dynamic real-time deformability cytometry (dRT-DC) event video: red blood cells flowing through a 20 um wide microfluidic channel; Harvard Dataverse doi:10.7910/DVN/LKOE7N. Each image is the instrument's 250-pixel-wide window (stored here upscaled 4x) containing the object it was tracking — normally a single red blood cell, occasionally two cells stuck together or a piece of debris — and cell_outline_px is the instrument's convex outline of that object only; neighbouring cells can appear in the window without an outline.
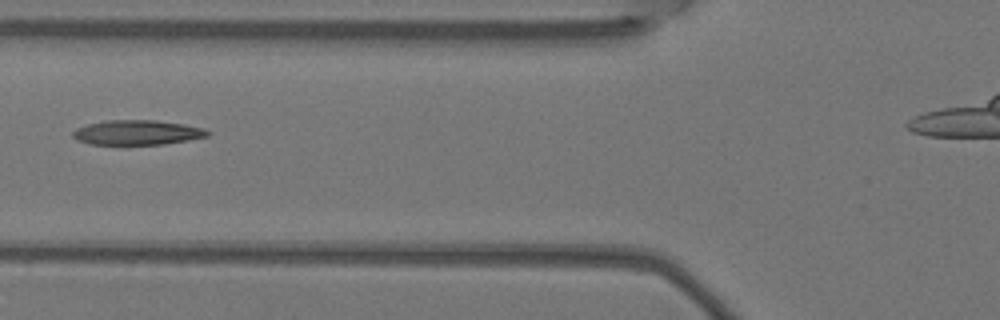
{"species": "Egyptian fruit bat (a non-hibernating species)", "species_latin": "Rousettus aegyptiacus", "temperature_condition": "warm", "stored_images_in_passage": 5, "camera_frame_rate_fps": 3000, "um_per_image_px": 0.085, "animal": {"sex": "female"}, "frame": {"image": 1, "passage_image": 5, "time_ms": 1.333, "image_size_px": [1000, 320], "cell_outline_px": [[212, 132], [208, 136], [188, 140], [164, 144], [88, 144], [76, 140], [72, 136], [72, 132], [76, 128], [88, 124], [104, 120], [156, 120], [184, 124], [204, 128]], "centroid_in_image_um": [11.66, 11.26], "position_along_channel_um": 114.1, "area_um2": 19.54}}